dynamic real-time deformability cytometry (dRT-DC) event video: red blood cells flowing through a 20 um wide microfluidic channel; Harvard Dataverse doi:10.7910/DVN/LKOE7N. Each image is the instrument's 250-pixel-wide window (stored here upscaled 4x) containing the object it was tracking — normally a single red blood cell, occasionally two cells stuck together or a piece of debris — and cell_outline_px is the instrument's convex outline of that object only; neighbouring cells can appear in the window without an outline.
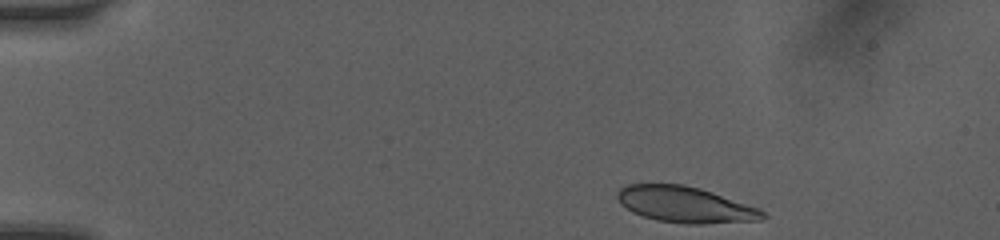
{"species": "human", "species_latin": "Homo sapiens", "temperature_condition": "room temperature", "stored_images_in_passage": 5, "camera_frame_rate_fps": 3000, "um_per_image_px": 0.085, "donor": {"sex": "female"}, "frame": {"image": 1, "passage_image": 1, "time_ms": 0.0, "image_size_px": [1000, 240], "cell_outline_px": [[768, 216], [764, 220], [704, 224], [684, 224], [656, 220], [632, 212], [620, 204], [616, 196], [616, 192], [620, 188], [628, 184], [684, 184], [700, 188], [760, 208]], "centroid_in_image_um": [58.26, 17.4], "position_along_channel_um": 26.7, "area_um2": 30.81}}
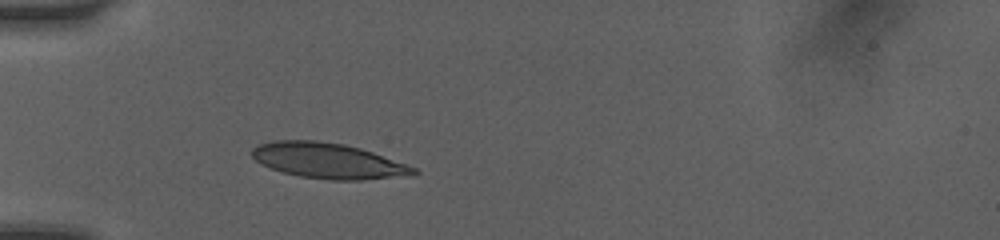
{"frame": {"image": 2, "passage_image": 4, "time_ms": 2.667, "image_size_px": [1000, 240], "cell_outline_px": [[420, 172], [412, 176], [360, 180], [332, 180], [300, 176], [284, 172], [260, 164], [248, 152], [252, 148], [260, 144], [272, 140], [316, 140], [344, 144], [360, 148], [372, 152], [416, 168]], "centroid_in_image_um": [27.88, 13.66], "position_along_channel_um": 57.1, "area_um2": 33.47}}